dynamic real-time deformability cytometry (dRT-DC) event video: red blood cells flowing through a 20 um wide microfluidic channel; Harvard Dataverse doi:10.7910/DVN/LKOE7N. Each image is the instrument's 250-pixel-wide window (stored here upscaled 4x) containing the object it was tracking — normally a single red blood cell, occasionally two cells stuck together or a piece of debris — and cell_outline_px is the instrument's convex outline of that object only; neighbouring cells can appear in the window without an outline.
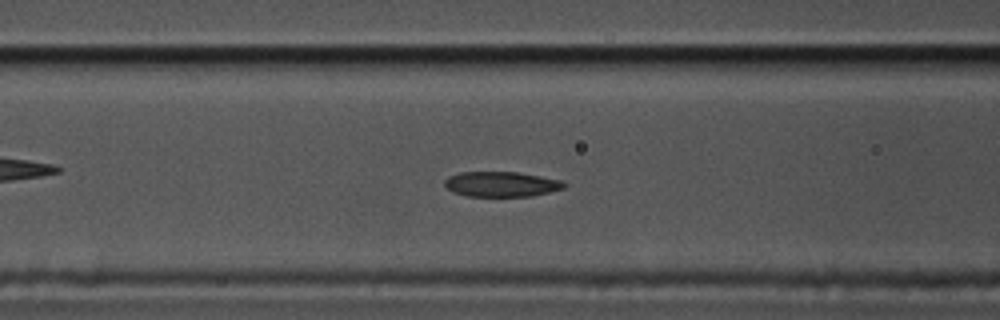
{"species": "common noctule bat (a hibernating species)", "species_latin": "Nyctalus noctula", "temperature_condition": "cold", "stored_images_in_passage": 49, "camera_frame_rate_fps": 3000, "um_per_image_px": 0.085, "animal": {"sex": "male", "body_mass_g": 17.5, "forearm_length_mm": 52.3}, "frame": {"image": 1, "passage_image": 13, "time_ms": 4.0, "image_size_px": [1000, 320], "cell_outline_px": [[568, 184], [564, 188], [532, 196], [468, 196], [452, 192], [444, 184], [444, 180], [448, 176], [460, 172], [520, 172], [564, 180]], "centroid_in_image_um": [42.65, 15.64], "position_along_channel_um": 124.0, "area_um2": 17.69}}
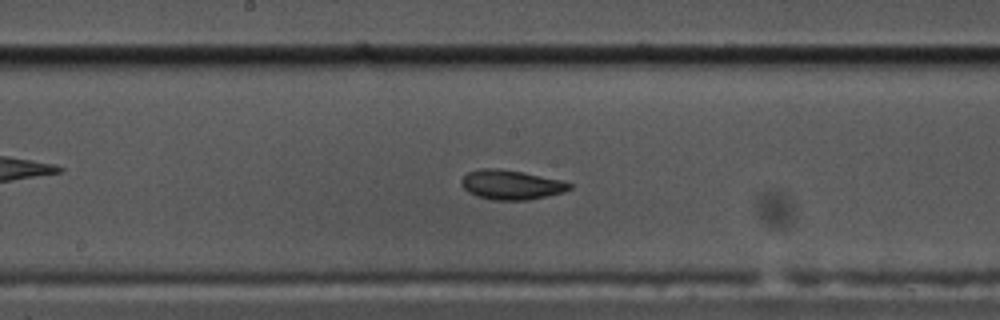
{"frame": {"image": 2, "passage_image": 20, "time_ms": 6.333, "image_size_px": [1000, 320], "cell_outline_px": [[572, 188], [564, 192], [548, 196], [528, 200], [496, 200], [480, 196], [468, 192], [460, 184], [460, 180], [468, 172], [480, 168], [496, 168], [524, 172], [560, 180], [572, 184]], "centroid_in_image_um": [43.45, 15.7], "position_along_channel_um": 204.7, "area_um2": 18.55}}
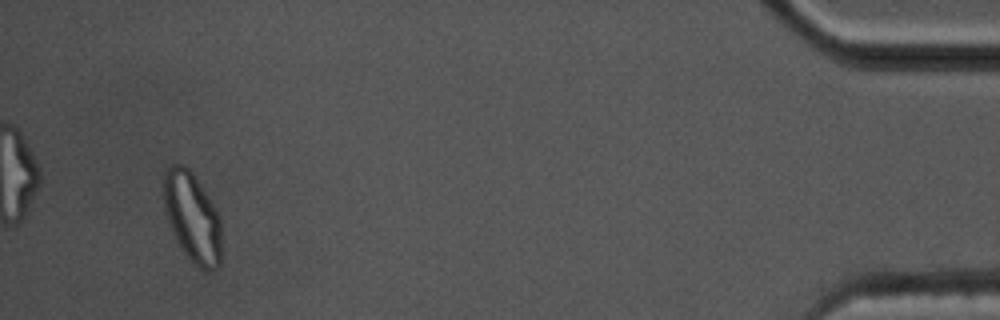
{"frame": {"image": 3, "passage_image": 45, "time_ms": 14.667, "image_size_px": [1000, 320], "cell_outline_px": [[220, 264], [216, 268], [208, 272], [196, 268], [184, 252], [176, 240], [164, 212], [164, 168], [172, 164], [184, 164], [192, 172], [216, 208], [220, 220]], "centroid_in_image_um": [16.33, 18.47], "position_along_channel_um": 418.9, "area_um2": 30.4}, "authors_computed_cell_mechanics": {"area_um2": 18.785, "velocity_mm_per_s": 3.4671, "shape_relaxation_time_tau1_ms": 8.5398, "shape_relaxation_time_tau2_ms": 5.6582, "deformation_change_tau1": 0.2182, "deformation_change_tau2": 0.101}}